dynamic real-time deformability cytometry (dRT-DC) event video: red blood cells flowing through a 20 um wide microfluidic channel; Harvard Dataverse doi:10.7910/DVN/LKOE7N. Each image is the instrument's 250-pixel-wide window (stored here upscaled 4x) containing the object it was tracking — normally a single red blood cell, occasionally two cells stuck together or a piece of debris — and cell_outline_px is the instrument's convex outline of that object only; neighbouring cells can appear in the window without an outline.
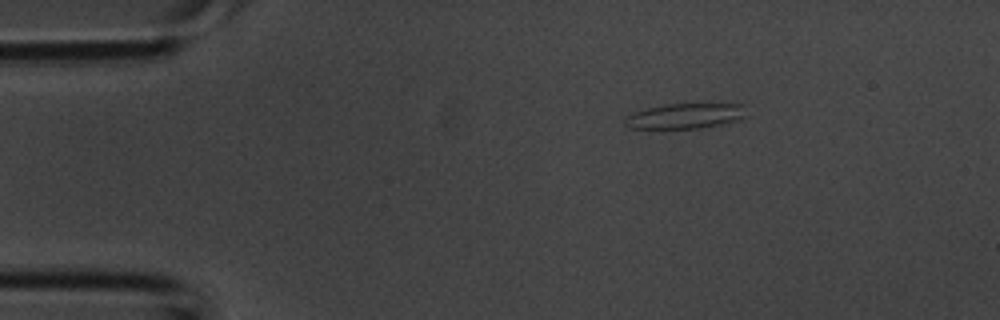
{"species": "common noctule bat (a hibernating species)", "species_latin": "Nyctalus noctula", "temperature_condition": "room temperature", "stored_images_in_passage": 2, "camera_frame_rate_fps": 3000, "um_per_image_px": 0.085, "animal": {"sex": "male", "body_mass_g": 20.1, "forearm_length_mm": 53.5}, "frame": {"image": 1, "passage_image": 1, "time_ms": 0.0, "image_size_px": [1000, 320], "cell_outline_px": [[748, 116], [736, 120], [720, 124], [700, 128], [628, 128], [624, 124], [624, 116], [632, 112], [648, 108], [668, 104], [744, 104]], "centroid_in_image_um": [58.22, 9.85], "position_along_channel_um": 26.8, "area_um2": 17.86}}